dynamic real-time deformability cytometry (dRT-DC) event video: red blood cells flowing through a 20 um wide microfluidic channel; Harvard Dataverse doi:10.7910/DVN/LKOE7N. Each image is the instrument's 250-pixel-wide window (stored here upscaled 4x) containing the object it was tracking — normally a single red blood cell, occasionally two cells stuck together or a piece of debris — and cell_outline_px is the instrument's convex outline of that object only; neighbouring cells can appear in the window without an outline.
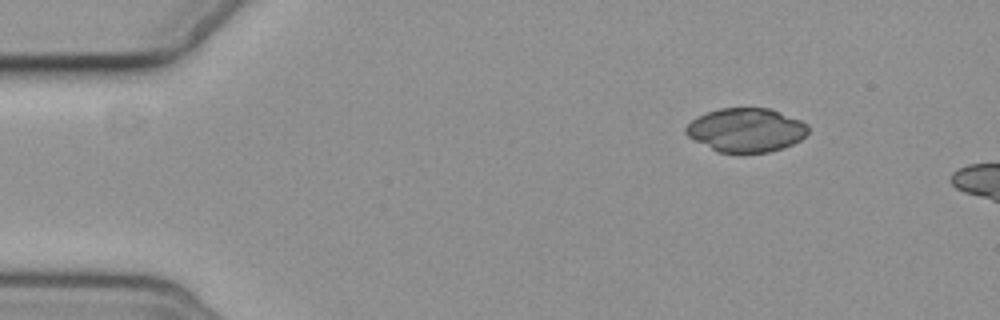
{"species": "common noctule bat (a hibernating species)", "species_latin": "Nyctalus noctula", "temperature_condition": "cold", "stored_images_in_passage": 4, "camera_frame_rate_fps": 3000, "um_per_image_px": 0.085, "animal": {"sex": "female", "body_mass_g": 19.3, "forearm_length_mm": 54.1}, "frame": {"image": 1, "passage_image": 1, "time_ms": 0.0, "image_size_px": [1000, 320], "cell_outline_px": [[808, 132], [800, 140], [784, 148], [768, 152], [744, 156], [716, 152], [688, 136], [684, 132], [684, 128], [692, 120], [708, 112], [720, 108], [768, 108], [800, 120], [808, 124]], "centroid_in_image_um": [63.41, 11.1], "position_along_channel_um": 21.6, "area_um2": 31.73}}